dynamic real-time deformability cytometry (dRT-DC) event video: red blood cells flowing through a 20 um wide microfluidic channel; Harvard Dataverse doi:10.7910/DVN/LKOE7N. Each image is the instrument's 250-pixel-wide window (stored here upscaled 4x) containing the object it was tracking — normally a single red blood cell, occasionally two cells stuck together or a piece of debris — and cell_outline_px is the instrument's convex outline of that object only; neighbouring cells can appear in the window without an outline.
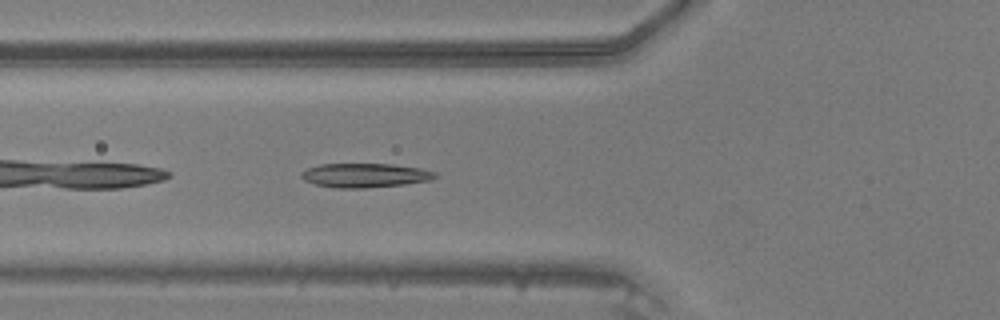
{"species": "common noctule bat (a hibernating species)", "species_latin": "Nyctalus noctula", "temperature_condition": "warm", "stored_images_in_passage": 28, "camera_frame_rate_fps": 3000, "um_per_image_px": 0.085, "animal": {"sex": "male", "body_mass_g": 20.5, "forearm_length_mm": 52.5}, "frame": {"image": 1, "passage_image": 3, "time_ms": 0.667, "image_size_px": [1000, 320], "cell_outline_px": [[436, 176], [432, 180], [404, 184], [364, 188], [340, 188], [316, 184], [304, 180], [300, 176], [300, 172], [308, 168], [320, 164], [392, 164], [424, 168], [436, 172]], "centroid_in_image_um": [31.05, 14.89], "position_along_channel_um": 94.8, "area_um2": 18.84}}
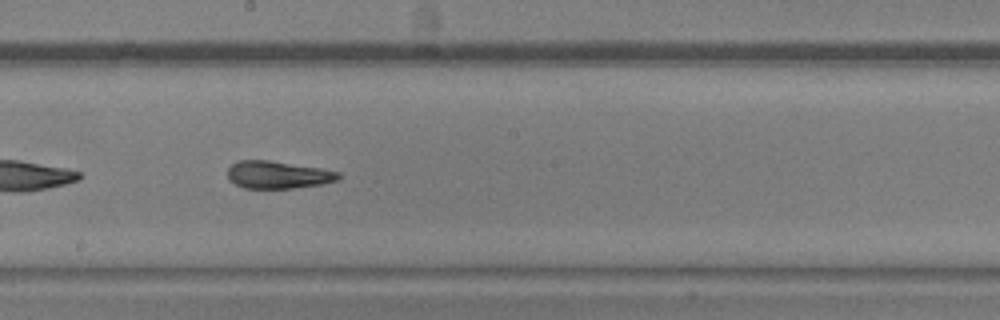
{"frame": {"image": 2, "passage_image": 12, "time_ms": 3.667, "image_size_px": [1000, 320], "cell_outline_px": [[340, 176], [336, 180], [320, 184], [292, 188], [244, 188], [228, 180], [228, 168], [232, 164], [240, 160], [268, 160], [320, 168], [340, 172]], "centroid_in_image_um": [23.59, 14.85], "position_along_channel_um": 224.6, "area_um2": 17.57}}
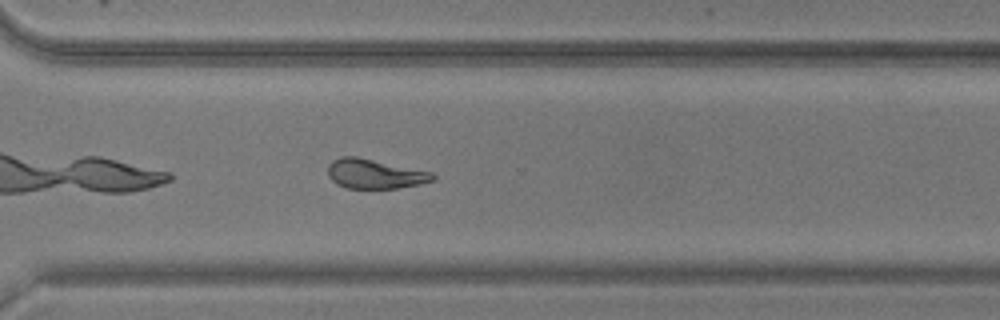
{"frame": {"image": 3, "passage_image": 20, "time_ms": 6.333, "image_size_px": [1000, 320], "cell_outline_px": [[436, 176], [432, 180], [420, 184], [396, 188], [344, 188], [336, 184], [328, 176], [328, 164], [332, 160], [340, 156], [356, 156], [432, 172]], "centroid_in_image_um": [31.8, 14.77], "position_along_channel_um": 338.8, "area_um2": 18.03}}